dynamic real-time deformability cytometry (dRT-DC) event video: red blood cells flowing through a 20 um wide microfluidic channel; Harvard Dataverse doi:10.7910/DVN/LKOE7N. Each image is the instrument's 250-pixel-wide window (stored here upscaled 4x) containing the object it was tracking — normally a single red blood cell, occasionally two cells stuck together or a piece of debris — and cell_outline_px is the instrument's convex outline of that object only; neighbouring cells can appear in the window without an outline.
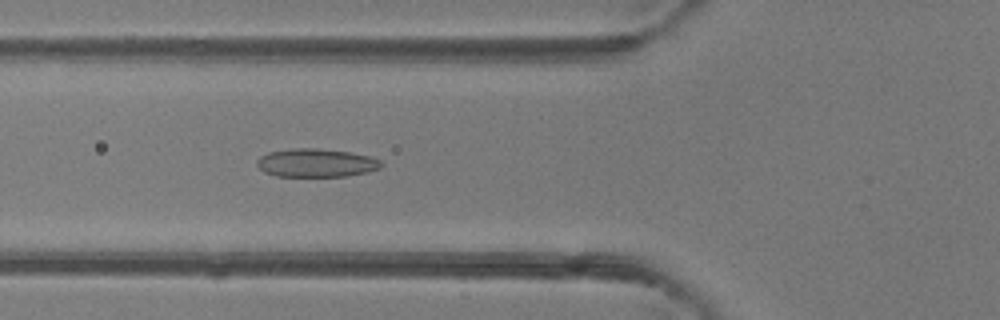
{"species": "common noctule bat (a hibernating species)", "species_latin": "Nyctalus noctula", "temperature_condition": "room temperature", "stored_images_in_passage": 48, "camera_frame_rate_fps": 3000, "um_per_image_px": 0.085, "animal": {"sex": "female"}, "frame": {"image": 1, "passage_image": 18, "time_ms": 5.667, "image_size_px": [1000, 320], "cell_outline_px": [[384, 164], [380, 168], [368, 172], [348, 176], [276, 176], [264, 172], [256, 164], [256, 160], [260, 156], [268, 152], [292, 148], [316, 148], [348, 152], [372, 156], [380, 160]], "centroid_in_image_um": [26.88, 13.84], "position_along_channel_um": 98.9, "area_um2": 20.69}}
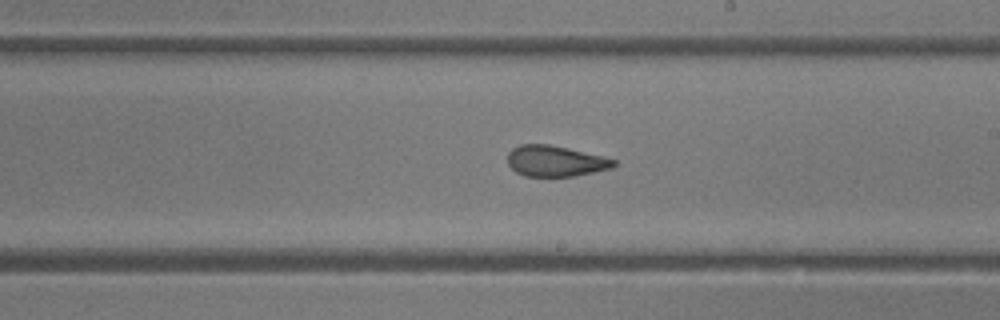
{"frame": {"image": 2, "passage_image": 28, "time_ms": 9.0, "image_size_px": [1000, 320], "cell_outline_px": [[616, 164], [612, 168], [572, 176], [524, 176], [516, 172], [508, 164], [508, 152], [512, 148], [520, 144], [548, 144], [568, 148], [604, 156], [616, 160]], "centroid_in_image_um": [47.19, 13.68], "position_along_channel_um": 241.8, "area_um2": 19.07}}
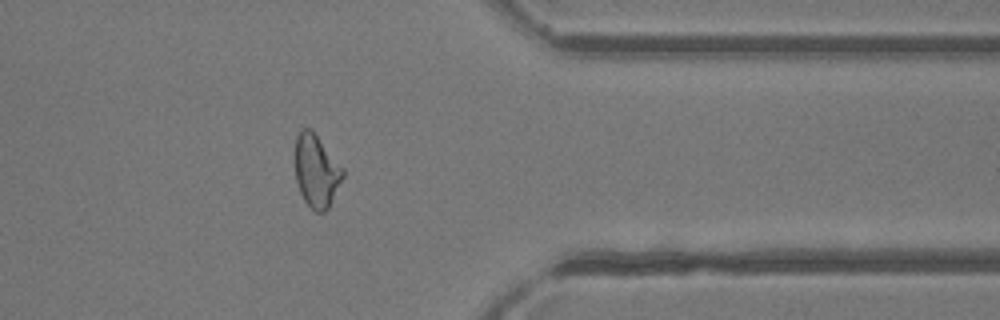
{"frame": {"image": 3, "passage_image": 39, "time_ms": 12.667, "image_size_px": [1000, 320], "cell_outline_px": [[344, 176], [328, 208], [324, 212], [316, 212], [304, 200], [300, 192], [296, 180], [296, 136], [300, 128], [312, 128], [344, 168]], "centroid_in_image_um": [26.91, 14.49], "position_along_channel_um": 384.5, "area_um2": 20.29}, "authors_computed_cell_mechanics": {"area_um2": 21.2704, "velocity_mm_per_s": 4.2726, "shape_relaxation_time_tau1_ms": null, "shape_relaxation_time_tau2_ms": 1.1508, "deformation_change_tau1": null, "deformation_change_tau2": 0.0838}}